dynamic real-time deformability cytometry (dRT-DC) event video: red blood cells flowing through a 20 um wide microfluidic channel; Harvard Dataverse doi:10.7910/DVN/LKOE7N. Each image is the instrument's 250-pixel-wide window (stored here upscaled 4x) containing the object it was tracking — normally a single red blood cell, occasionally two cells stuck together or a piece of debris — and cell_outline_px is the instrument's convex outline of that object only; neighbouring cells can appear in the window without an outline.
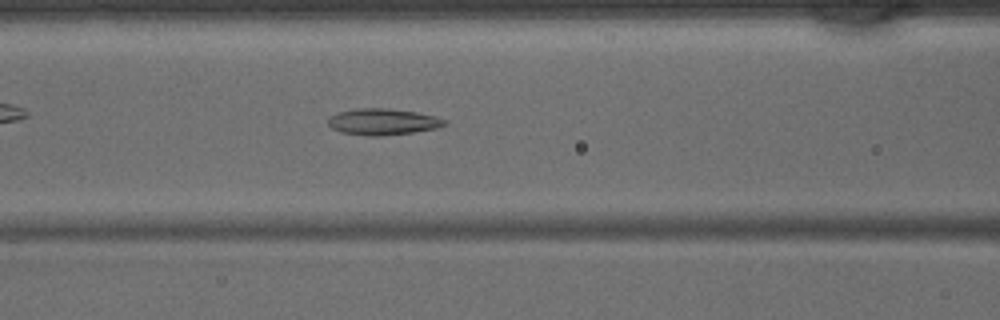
{"species": "common noctule bat (a hibernating species)", "species_latin": "Nyctalus noctula", "temperature_condition": "warm", "stored_images_in_passage": 39, "camera_frame_rate_fps": 3000, "um_per_image_px": 0.085, "animal": {"sex": "male", "body_mass_g": 15.6}, "frame": {"image": 1, "passage_image": 14, "time_ms": 4.333, "image_size_px": [1000, 320], "cell_outline_px": [[448, 124], [436, 128], [412, 132], [380, 136], [368, 136], [340, 132], [332, 128], [328, 124], [328, 116], [336, 112], [356, 108], [388, 108], [416, 112], [436, 116], [444, 120]], "centroid_in_image_um": [32.49, 10.34], "position_along_channel_um": 134.1, "area_um2": 17.98}}
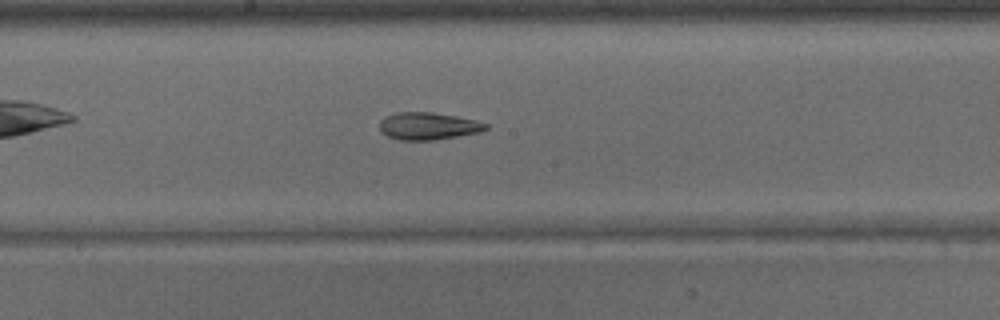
{"frame": {"image": 2, "passage_image": 19, "time_ms": 6.0, "image_size_px": [1000, 320], "cell_outline_px": [[488, 128], [480, 132], [436, 140], [400, 140], [388, 136], [380, 132], [380, 120], [384, 116], [396, 112], [432, 112], [456, 116], [476, 120], [488, 124]], "centroid_in_image_um": [36.38, 10.71], "position_along_channel_um": 211.8, "area_um2": 17.05}}
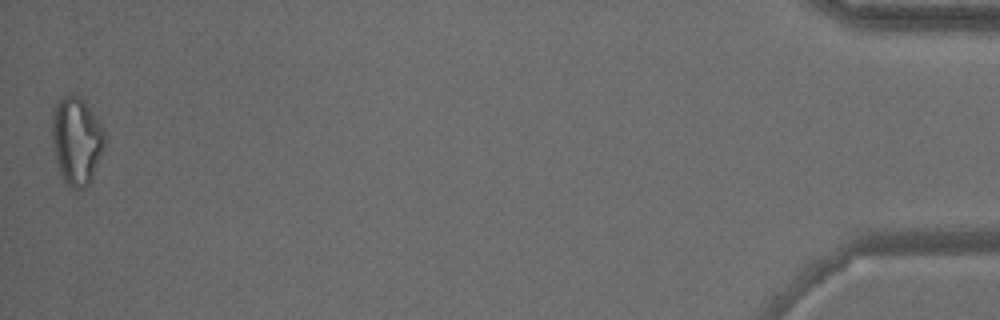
{"frame": {"image": 3, "passage_image": 39, "time_ms": 12.667, "image_size_px": [1000, 320], "cell_outline_px": [[104, 144], [92, 176], [88, 184], [80, 188], [68, 188], [60, 172], [52, 140], [52, 108], [60, 96], [76, 92], [80, 96], [92, 112], [100, 124], [104, 132]], "centroid_in_image_um": [6.46, 11.88], "position_along_channel_um": 428.7, "area_um2": 26.53}}